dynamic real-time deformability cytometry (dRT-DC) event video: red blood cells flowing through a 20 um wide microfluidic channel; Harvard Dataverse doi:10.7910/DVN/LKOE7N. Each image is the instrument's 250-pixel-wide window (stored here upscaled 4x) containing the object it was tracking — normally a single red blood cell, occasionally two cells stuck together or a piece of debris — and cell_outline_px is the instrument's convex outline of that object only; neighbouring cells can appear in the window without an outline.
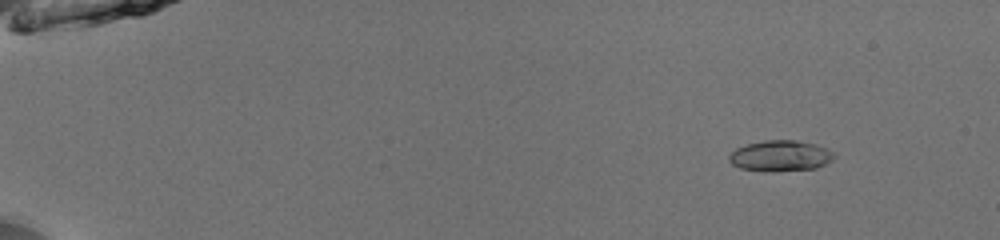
{"species": "common noctule bat (a hibernating species)", "species_latin": "Nyctalus noctula", "temperature_condition": "room temperature", "stored_images_in_passage": 51, "camera_frame_rate_fps": 3000, "um_per_image_px": 0.085, "animal": {"sex": "male", "body_mass_g": 13.0, "forearm_length_mm": 53.1}, "frame": {"image": 1, "passage_image": 5, "time_ms": 1.333, "image_size_px": [1000, 240], "cell_outline_px": [[836, 156], [832, 160], [816, 168], [772, 172], [740, 168], [732, 164], [728, 160], [728, 156], [736, 148], [748, 144], [764, 140], [796, 140], [816, 144], [828, 148], [836, 152]], "centroid_in_image_um": [66.37, 13.24], "position_along_channel_um": 18.6, "area_um2": 19.07}}
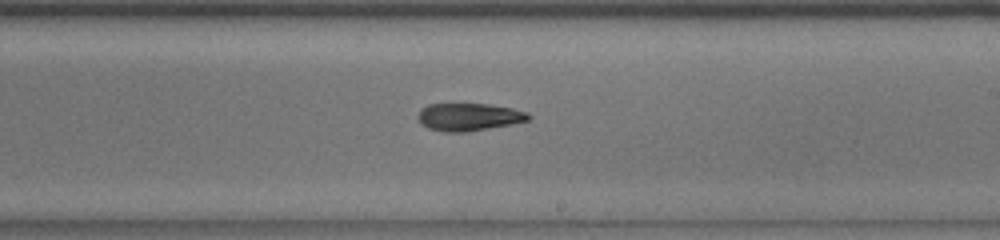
{"frame": {"image": 2, "passage_image": 32, "time_ms": 10.333, "image_size_px": [1000, 240], "cell_outline_px": [[532, 116], [528, 120], [512, 124], [468, 132], [444, 132], [428, 128], [420, 124], [416, 116], [428, 104], [488, 104], [512, 108], [528, 112]], "centroid_in_image_um": [39.86, 9.95], "position_along_channel_um": 249.1, "area_um2": 17.86}}
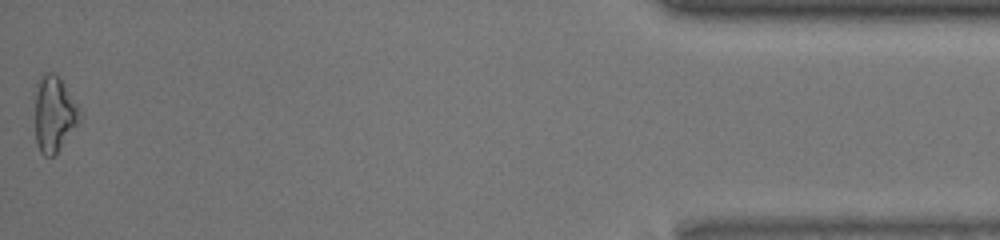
{"frame": {"image": 3, "passage_image": 51, "time_ms": 16.667, "image_size_px": [1000, 240], "cell_outline_px": [[84, 116], [56, 152], [52, 156], [44, 156], [40, 152], [36, 144], [32, 92], [40, 76], [44, 72], [52, 72], [60, 76]], "centroid_in_image_um": [4.55, 9.62], "position_along_channel_um": 430.7, "area_um2": 20.63}, "authors_computed_cell_mechanics": {"area_um2": 18.1492, "velocity_mm_per_s": 4.0059, "shape_relaxation_time_tau1_ms": 5.1307, "shape_relaxation_time_tau2_ms": null, "deformation_change_tau1": 0.1756, "deformation_change_tau2": null}}